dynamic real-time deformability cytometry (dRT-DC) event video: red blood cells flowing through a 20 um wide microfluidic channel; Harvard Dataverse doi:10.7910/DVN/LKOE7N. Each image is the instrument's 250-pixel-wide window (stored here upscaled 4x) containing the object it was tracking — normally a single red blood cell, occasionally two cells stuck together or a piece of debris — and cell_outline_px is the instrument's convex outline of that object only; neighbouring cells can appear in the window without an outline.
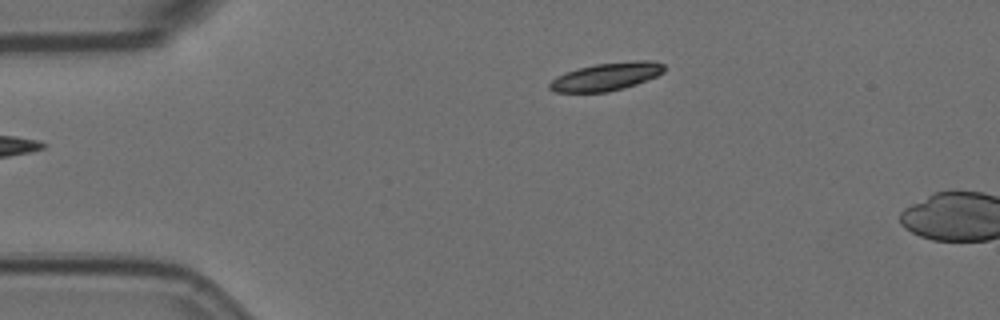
{"species": "Egyptian fruit bat (a non-hibernating species)", "species_latin": "Rousettus aegyptiacus", "temperature_condition": "room temperature", "stored_images_in_passage": 2, "camera_frame_rate_fps": 3000, "um_per_image_px": 0.085, "animal": {"sex": "female"}, "frame": {"image": 1, "passage_image": 2, "time_ms": 0.333, "image_size_px": [1000, 320], "cell_outline_px": [[664, 72], [656, 76], [636, 84], [624, 88], [608, 92], [552, 92], [548, 88], [548, 84], [556, 76], [580, 68], [596, 64], [636, 60], [652, 60], [664, 64]], "centroid_in_image_um": [51.54, 6.51], "position_along_channel_um": 33.5, "area_um2": 18.55}}